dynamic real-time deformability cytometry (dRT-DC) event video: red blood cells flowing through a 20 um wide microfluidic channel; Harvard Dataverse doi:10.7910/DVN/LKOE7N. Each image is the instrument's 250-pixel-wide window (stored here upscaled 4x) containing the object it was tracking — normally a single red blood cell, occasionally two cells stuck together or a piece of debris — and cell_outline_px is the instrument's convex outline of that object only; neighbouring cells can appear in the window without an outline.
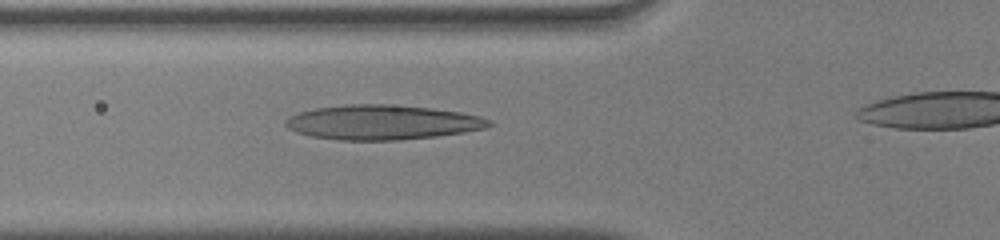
{"species": "human", "species_latin": "Homo sapiens", "temperature_condition": "warm", "stored_images_in_passage": 28, "camera_frame_rate_fps": 3000, "um_per_image_px": 0.085, "donor": {"sex": "male"}, "frame": {"image": 1, "passage_image": 3, "time_ms": 0.667, "image_size_px": [1000, 240], "cell_outline_px": [[496, 124], [484, 128], [464, 132], [436, 136], [400, 140], [340, 140], [312, 136], [296, 132], [288, 128], [284, 124], [284, 120], [288, 116], [300, 112], [316, 108], [348, 104], [388, 104], [432, 108], [460, 112], [480, 116], [492, 120]], "centroid_in_image_um": [32.51, 10.39], "position_along_channel_um": 93.3, "area_um2": 41.21}}
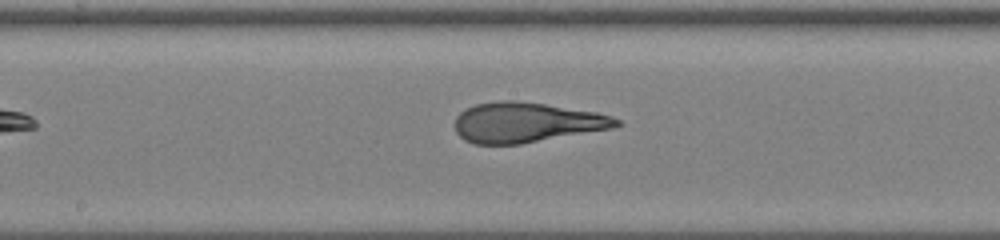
{"frame": {"image": 2, "passage_image": 11, "time_ms": 3.333, "image_size_px": [1000, 240], "cell_outline_px": [[620, 124], [612, 128], [520, 144], [472, 144], [464, 140], [456, 132], [456, 116], [464, 108], [476, 104], [500, 100], [516, 100], [544, 104], [596, 112], [612, 116], [620, 120]], "centroid_in_image_um": [44.7, 10.4], "position_along_channel_um": 203.5, "area_um2": 37.57}}
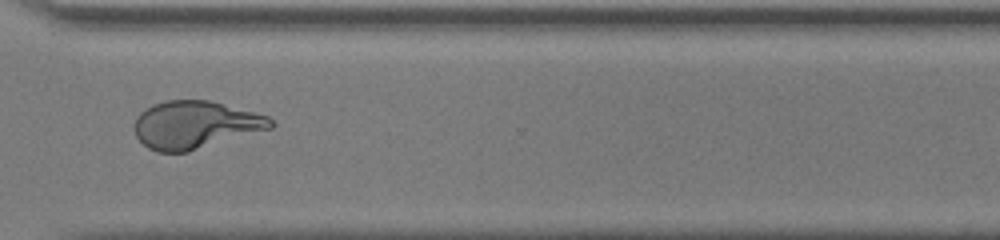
{"frame": {"image": 3, "passage_image": 22, "time_ms": 7.0, "image_size_px": [1000, 240], "cell_outline_px": [[276, 124], [272, 128], [188, 152], [156, 152], [148, 148], [136, 136], [136, 116], [140, 112], [152, 104], [164, 100], [208, 100], [268, 116]], "centroid_in_image_um": [16.59, 10.61], "position_along_channel_um": 354.0, "area_um2": 37.69}}